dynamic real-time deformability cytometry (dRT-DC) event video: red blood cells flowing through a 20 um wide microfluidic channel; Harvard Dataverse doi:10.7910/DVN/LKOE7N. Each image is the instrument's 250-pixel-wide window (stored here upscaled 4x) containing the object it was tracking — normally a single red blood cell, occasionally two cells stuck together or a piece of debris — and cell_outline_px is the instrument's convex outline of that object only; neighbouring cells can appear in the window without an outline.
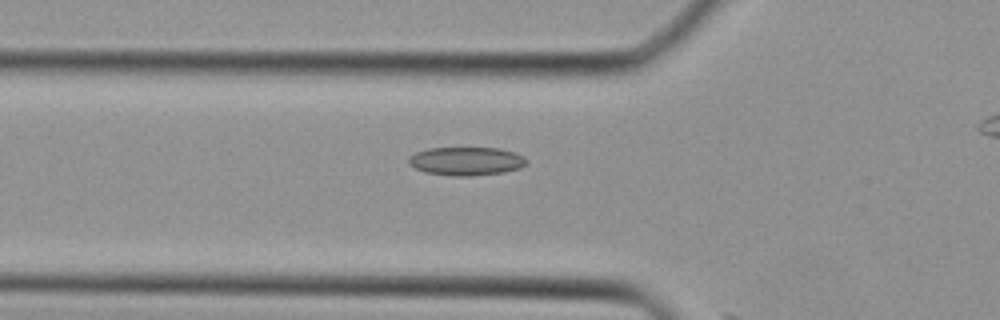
{"species": "Egyptian fruit bat (a non-hibernating species)", "species_latin": "Rousettus aegyptiacus", "temperature_condition": "cold", "stored_images_in_passage": 15, "camera_frame_rate_fps": 3000, "um_per_image_px": 0.085, "animal": {"sex": "female"}, "frame": {"image": 1, "passage_image": 14, "time_ms": 4.333, "image_size_px": [1000, 320], "cell_outline_px": [[528, 160], [520, 168], [504, 172], [468, 176], [452, 176], [424, 172], [408, 164], [408, 156], [416, 152], [428, 148], [500, 148], [516, 152], [524, 156]], "centroid_in_image_um": [39.62, 13.69], "position_along_channel_um": 86.2, "area_um2": 19.65}}